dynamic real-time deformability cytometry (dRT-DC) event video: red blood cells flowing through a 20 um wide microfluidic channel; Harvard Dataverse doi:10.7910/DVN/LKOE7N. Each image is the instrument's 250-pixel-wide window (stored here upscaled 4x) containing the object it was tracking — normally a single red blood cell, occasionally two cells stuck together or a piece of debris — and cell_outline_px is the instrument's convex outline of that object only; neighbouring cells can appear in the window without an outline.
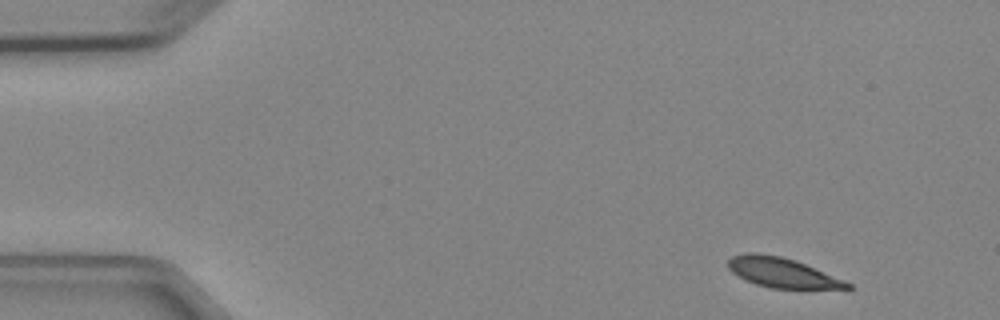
{"species": "Egyptian fruit bat (a non-hibernating species)", "species_latin": "Rousettus aegyptiacus", "temperature_condition": "cold", "stored_images_in_passage": 6, "camera_frame_rate_fps": 3000, "um_per_image_px": 0.085, "animal": {"sex": "female"}, "frame": {"image": 1, "passage_image": 1, "time_ms": 0.0, "image_size_px": [1000, 320], "cell_outline_px": [[852, 288], [772, 288], [756, 284], [732, 272], [728, 268], [728, 260], [732, 256], [744, 252], [756, 252], [780, 256], [796, 260], [844, 280], [852, 284]], "centroid_in_image_um": [66.45, 23.15], "position_along_channel_um": 18.5, "area_um2": 20.4}}
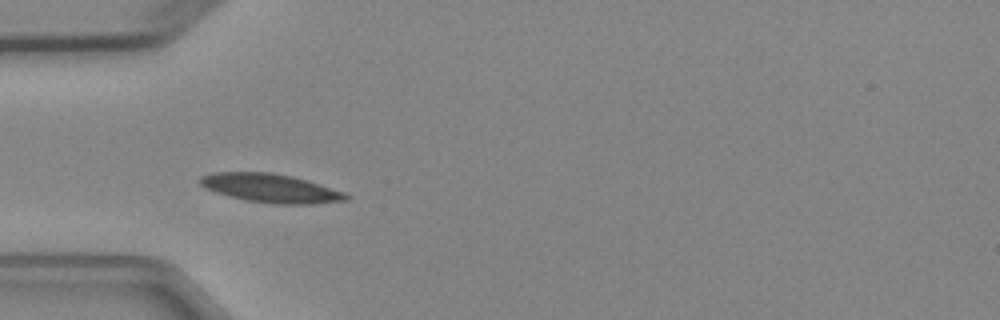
{"frame": {"image": 2, "passage_image": 4, "time_ms": 3.667, "image_size_px": [1000, 320], "cell_outline_px": [[352, 196], [348, 200], [312, 204], [272, 204], [244, 200], [216, 192], [204, 188], [196, 180], [200, 176], [212, 172], [272, 172], [292, 176], [308, 180], [344, 192]], "centroid_in_image_um": [22.99, 15.99], "position_along_channel_um": 62.0, "area_um2": 24.74}}